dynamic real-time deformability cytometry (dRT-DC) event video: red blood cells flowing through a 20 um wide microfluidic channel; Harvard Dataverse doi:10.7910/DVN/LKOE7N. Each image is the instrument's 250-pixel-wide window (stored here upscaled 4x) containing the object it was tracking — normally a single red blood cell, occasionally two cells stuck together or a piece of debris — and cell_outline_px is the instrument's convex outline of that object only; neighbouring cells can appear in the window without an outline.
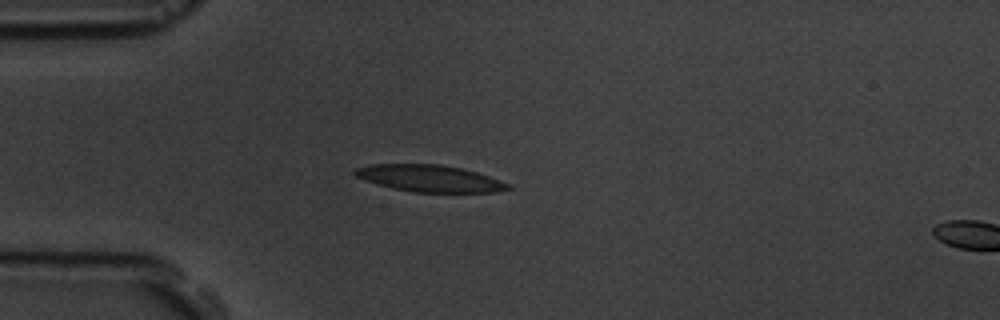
{"species": "common noctule bat (a hibernating species)", "species_latin": "Nyctalus noctula", "temperature_condition": "room temperature", "stored_images_in_passage": 16, "camera_frame_rate_fps": 3000, "um_per_image_px": 0.085, "animal": {"sex": "male", "body_mass_g": 19.5, "forearm_length_mm": 54.6}, "frame": {"image": 1, "passage_image": 14, "time_ms": 4.333, "image_size_px": [1000, 320], "cell_outline_px": [[512, 188], [496, 192], [412, 192], [392, 188], [356, 176], [352, 172], [352, 168], [372, 164], [440, 164], [460, 168], [476, 172], [500, 180], [508, 184]], "centroid_in_image_um": [36.5, 15.16], "position_along_channel_um": 48.5, "area_um2": 23.7}}